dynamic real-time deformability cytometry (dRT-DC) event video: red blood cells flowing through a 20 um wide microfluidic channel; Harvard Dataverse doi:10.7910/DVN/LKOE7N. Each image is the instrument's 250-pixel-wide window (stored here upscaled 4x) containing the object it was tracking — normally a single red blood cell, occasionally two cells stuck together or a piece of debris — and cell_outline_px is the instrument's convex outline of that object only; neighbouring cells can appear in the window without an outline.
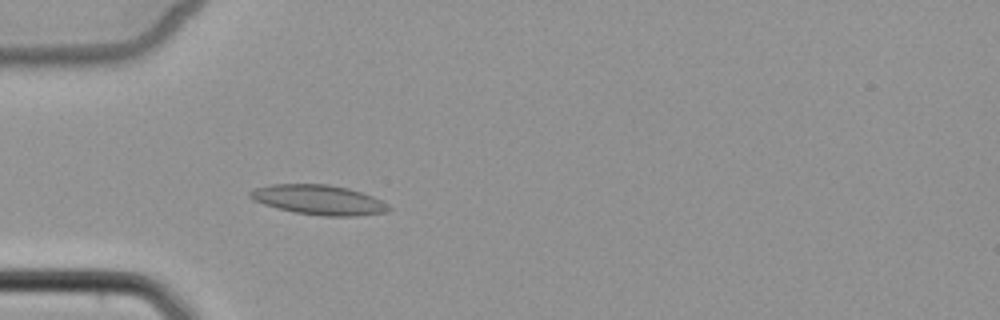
{"species": "common noctule bat (a hibernating species)", "species_latin": "Nyctalus noctula", "temperature_condition": "cold", "stored_images_in_passage": 5, "camera_frame_rate_fps": 3000, "um_per_image_px": 0.085, "animal": {"sex": "female", "body_mass_g": 22.7, "forearm_length_mm": 54.2}, "frame": {"image": 1, "passage_image": 5, "time_ms": 4.667, "image_size_px": [1000, 320], "cell_outline_px": [[392, 208], [388, 212], [356, 216], [324, 216], [296, 212], [264, 204], [252, 200], [248, 196], [248, 192], [256, 188], [272, 184], [328, 184], [348, 188], [372, 196], [388, 204]], "centroid_in_image_um": [27.11, 16.98], "position_along_channel_um": 57.9, "area_um2": 23.93}}